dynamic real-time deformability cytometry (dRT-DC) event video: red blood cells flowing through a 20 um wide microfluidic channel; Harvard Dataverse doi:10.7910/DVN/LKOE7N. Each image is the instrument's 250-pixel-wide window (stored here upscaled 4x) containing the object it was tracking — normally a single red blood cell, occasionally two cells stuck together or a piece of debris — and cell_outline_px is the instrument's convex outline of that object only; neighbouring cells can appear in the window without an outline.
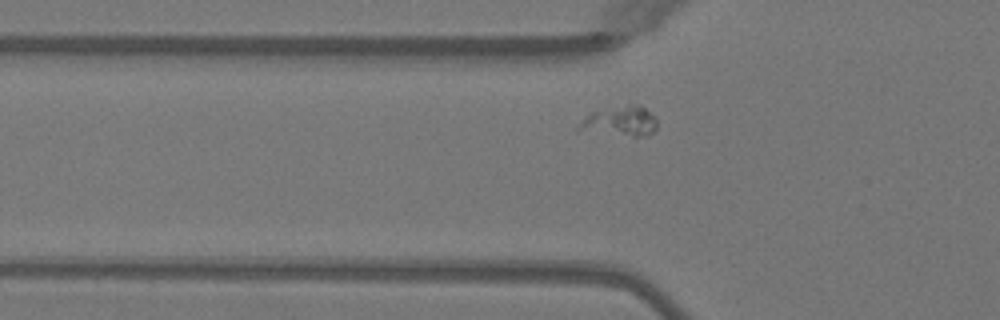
{"species": "Egyptian fruit bat (a non-hibernating species)", "species_latin": "Rousettus aegyptiacus", "temperature_condition": "warm", "stored_images_in_passage": 37, "segment_of_instrument_passage": [1, 2], "camera_frame_rate_fps": 3000, "um_per_image_px": 0.085, "animal": {"sex": "female"}, "frame": {"image": 1, "passage_image": 7, "time_ms": 2.0, "image_size_px": [1000, 320], "cell_outline_px": [[656, 128], [648, 136], [632, 136], [576, 132], [576, 128], [592, 112], [628, 104], [640, 104], [656, 116]], "centroid_in_image_um": [52.72, 10.33], "position_along_channel_um": 73.1, "area_um2": 13.87}}
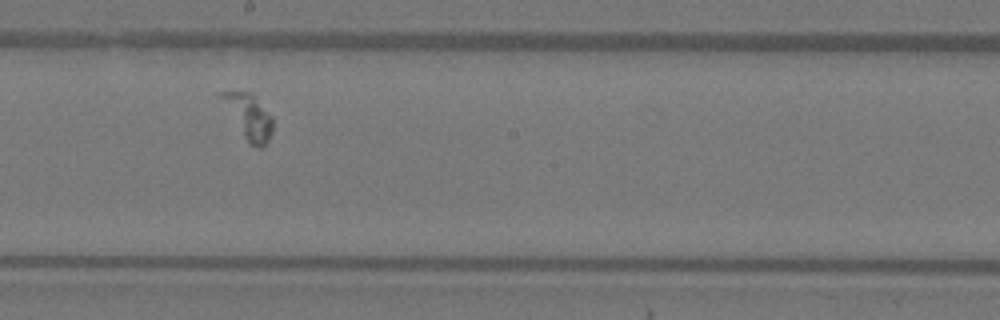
{"frame": {"image": 2, "passage_image": 19, "time_ms": 6.0, "image_size_px": [1000, 320], "cell_outline_px": [[272, 132], [268, 140], [260, 148], [256, 148], [248, 144], [216, 96], [216, 92], [252, 92], [272, 116]], "centroid_in_image_um": [21.08, 9.89], "position_along_channel_um": 227.1, "area_um2": 13.76}}
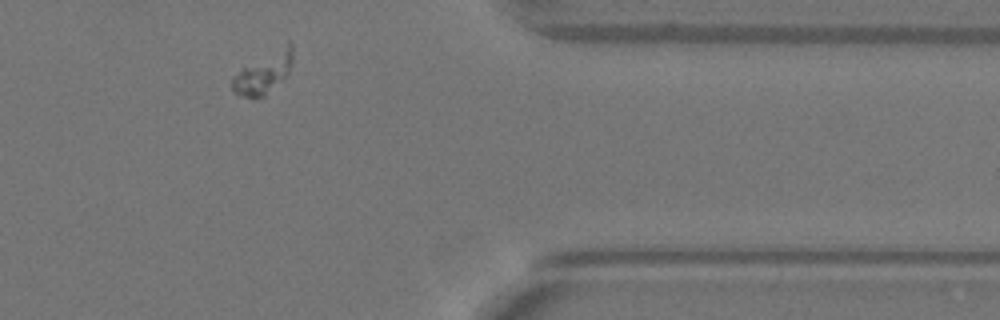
{"frame": {"image": 3, "passage_image": 33, "time_ms": 10.667, "image_size_px": [1000, 320], "cell_outline_px": [[292, 60], [288, 72], [264, 96], [240, 96], [232, 92], [232, 76], [244, 68], [288, 40], [292, 40]], "centroid_in_image_um": [22.41, 6.15], "position_along_channel_um": 389.0, "area_um2": 13.99}}